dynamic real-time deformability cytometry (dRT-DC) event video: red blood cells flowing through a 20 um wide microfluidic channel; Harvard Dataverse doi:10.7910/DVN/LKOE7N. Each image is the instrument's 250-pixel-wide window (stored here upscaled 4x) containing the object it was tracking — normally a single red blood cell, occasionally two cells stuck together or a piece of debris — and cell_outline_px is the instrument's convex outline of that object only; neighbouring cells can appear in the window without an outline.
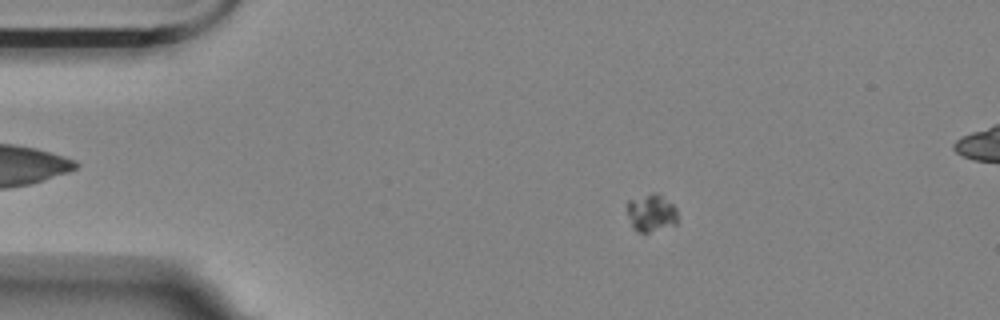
{"species": "Egyptian fruit bat (a non-hibernating species)", "species_latin": "Rousettus aegyptiacus", "temperature_condition": "room temperature", "stored_images_in_passage": 59, "camera_frame_rate_fps": 3000, "um_per_image_px": 0.085, "animal": {"sex": "female"}, "frame": {"image": 1, "passage_image": 11, "time_ms": 3.333, "image_size_px": [1000, 320], "cell_outline_px": [[676, 224], [648, 232], [636, 232], [632, 228], [628, 212], [628, 200], [652, 192], [660, 192], [676, 208]], "centroid_in_image_um": [55.35, 18.07], "position_along_channel_um": 29.7, "area_um2": 11.04}}
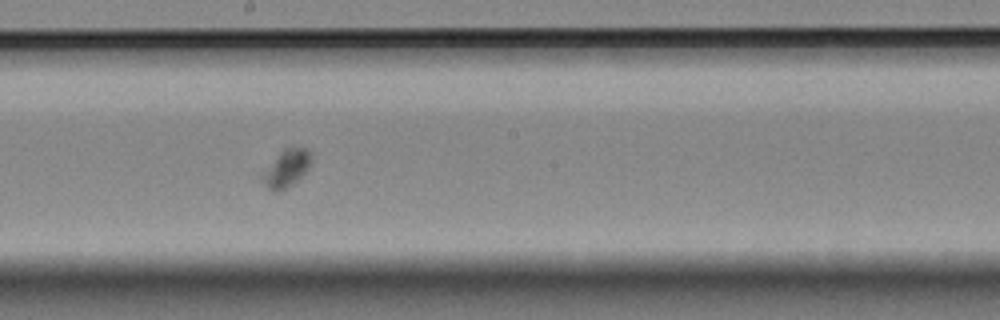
{"frame": {"image": 2, "passage_image": 32, "time_ms": 10.333, "image_size_px": [1000, 320], "cell_outline_px": [[312, 156], [308, 168], [288, 188], [276, 192], [272, 192], [264, 184], [260, 176], [260, 172], [284, 148], [304, 148]], "centroid_in_image_um": [24.27, 14.34], "position_along_channel_um": 223.9, "area_um2": 10.58}}
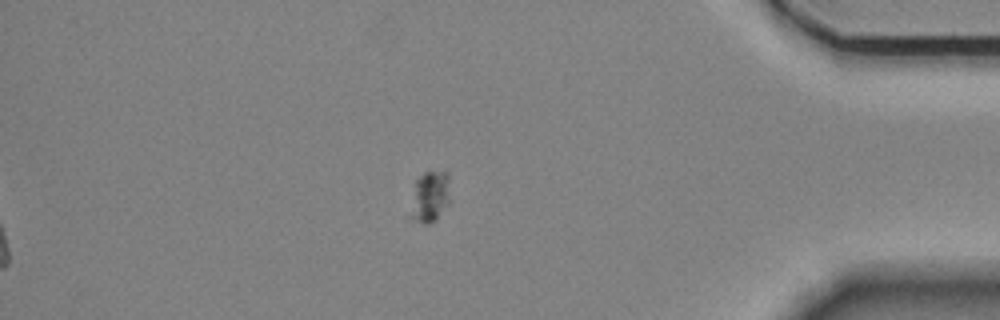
{"frame": {"image": 3, "passage_image": 50, "time_ms": 16.333, "image_size_px": [1000, 320], "cell_outline_px": [[448, 204], [436, 220], [428, 224], [424, 224], [408, 216], [416, 180], [424, 172], [448, 172]], "centroid_in_image_um": [36.51, 16.74], "position_along_channel_um": 398.7, "area_um2": 11.68}}